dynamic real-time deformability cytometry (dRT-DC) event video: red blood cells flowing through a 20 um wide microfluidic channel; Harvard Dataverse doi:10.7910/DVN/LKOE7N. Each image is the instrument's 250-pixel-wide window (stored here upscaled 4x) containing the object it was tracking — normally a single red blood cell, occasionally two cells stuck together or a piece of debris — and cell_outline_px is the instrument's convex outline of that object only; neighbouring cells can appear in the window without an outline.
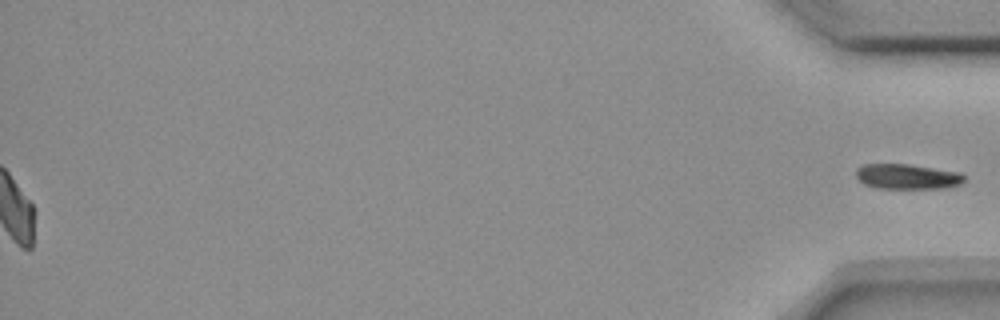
{"species": "common noctule bat (a hibernating species)", "species_latin": "Nyctalus noctula", "temperature_condition": "room temperature", "stored_images_in_passage": 53, "segment_of_instrument_passage": [2, 2], "camera_frame_rate_fps": 3000, "um_per_image_px": 0.085, "animal": {"sex": "female", "body_mass_g": 18.4}, "frame": {"image": 1, "passage_image": 53, "time_ms": 17.333, "image_size_px": [1000, 320], "cell_outline_px": [[968, 176], [960, 184], [952, 188], [876, 188], [864, 184], [856, 176], [856, 168], [864, 164], [908, 164], [960, 172]], "centroid_in_image_um": [77.16, 15.01], "position_along_channel_um": 358.0, "area_um2": 16.01}}